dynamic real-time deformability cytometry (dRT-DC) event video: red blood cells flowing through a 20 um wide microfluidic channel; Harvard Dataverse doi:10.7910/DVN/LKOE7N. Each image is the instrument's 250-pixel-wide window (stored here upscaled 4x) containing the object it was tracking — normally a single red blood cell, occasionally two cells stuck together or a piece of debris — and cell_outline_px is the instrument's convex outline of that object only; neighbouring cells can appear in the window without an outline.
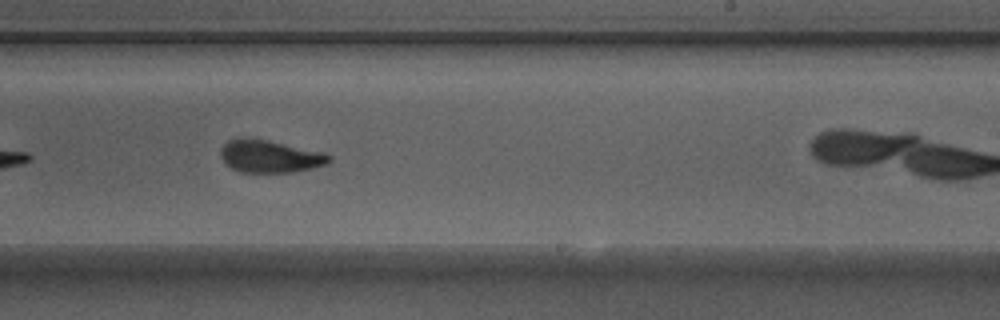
{"species": "Egyptian fruit bat (a non-hibernating species)", "species_latin": "Rousettus aegyptiacus", "temperature_condition": "warm", "stored_images_in_passage": 37, "camera_frame_rate_fps": 3000, "um_per_image_px": 0.085, "animal": {"sex": "male"}, "frame": {"image": 1, "passage_image": 27, "time_ms": 8.667, "image_size_px": [1000, 320], "cell_outline_px": [[332, 160], [324, 164], [312, 168], [292, 172], [240, 172], [224, 164], [220, 156], [220, 148], [228, 140], [268, 140], [320, 152], [332, 156]], "centroid_in_image_um": [22.91, 13.32], "position_along_channel_um": 266.1, "area_um2": 20.0}}